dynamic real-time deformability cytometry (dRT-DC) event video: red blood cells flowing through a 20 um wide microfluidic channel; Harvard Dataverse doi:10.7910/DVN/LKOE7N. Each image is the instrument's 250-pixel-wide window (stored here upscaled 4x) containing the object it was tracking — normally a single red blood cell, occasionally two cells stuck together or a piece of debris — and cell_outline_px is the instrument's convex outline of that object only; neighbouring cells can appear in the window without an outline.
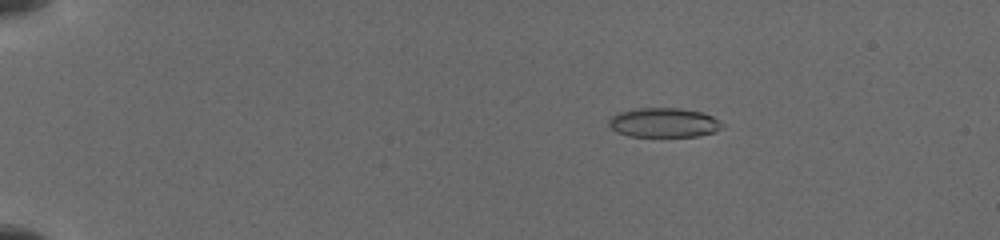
{"species": "common noctule bat (a hibernating species)", "species_latin": "Nyctalus noctula", "temperature_condition": "cold", "stored_images_in_passage": 13, "camera_frame_rate_fps": 3000, "um_per_image_px": 0.085, "animal": {"sex": "female", "body_mass_g": 19.5, "forearm_length_mm": 54.1}, "frame": {"image": 1, "passage_image": 3, "time_ms": 1.0, "image_size_px": [1000, 240], "cell_outline_px": [[724, 124], [716, 132], [700, 136], [628, 136], [616, 132], [608, 124], [608, 120], [616, 112], [636, 108], [680, 108], [700, 112], [712, 116]], "centroid_in_image_um": [56.4, 10.42], "position_along_channel_um": 28.6, "area_um2": 19.54}}
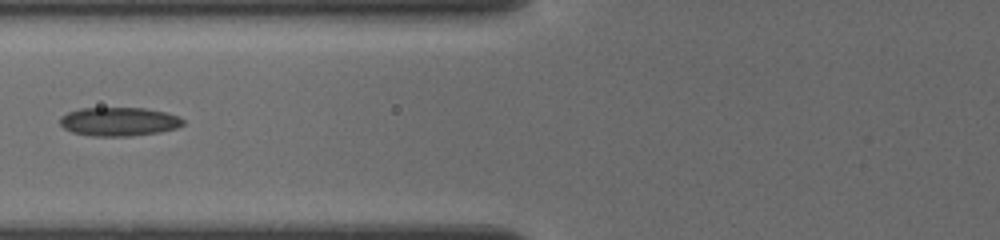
{"frame": {"image": 2, "passage_image": 10, "time_ms": 5.667, "image_size_px": [1000, 240], "cell_outline_px": [[184, 124], [176, 128], [160, 132], [128, 136], [92, 136], [72, 132], [64, 128], [60, 124], [60, 116], [68, 112], [80, 108], [144, 108], [164, 112], [180, 116], [184, 120]], "centroid_in_image_um": [10.11, 10.33], "position_along_channel_um": 115.7, "area_um2": 20.63}}
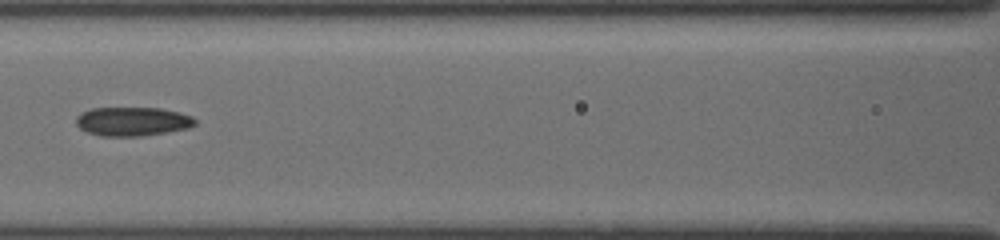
{"frame": {"image": 3, "passage_image": 12, "time_ms": 6.667, "image_size_px": [1000, 240], "cell_outline_px": [[196, 124], [188, 128], [140, 136], [100, 136], [88, 132], [80, 128], [76, 124], [76, 116], [80, 112], [92, 108], [160, 108], [180, 112], [192, 116], [196, 120]], "centroid_in_image_um": [11.24, 10.31], "position_along_channel_um": 155.4, "area_um2": 20.06}}